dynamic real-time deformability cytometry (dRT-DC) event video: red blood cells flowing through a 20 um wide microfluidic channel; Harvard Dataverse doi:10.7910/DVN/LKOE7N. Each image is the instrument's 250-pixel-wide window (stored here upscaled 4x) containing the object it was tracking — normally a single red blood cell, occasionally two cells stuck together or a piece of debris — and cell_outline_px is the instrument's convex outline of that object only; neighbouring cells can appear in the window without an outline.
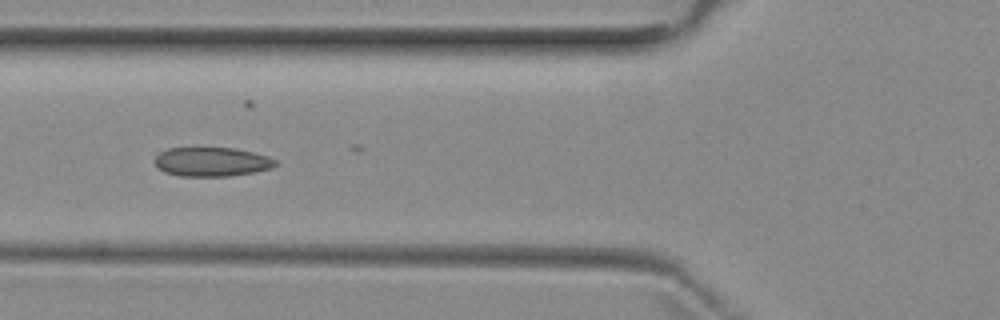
{"species": "common noctule bat (a hibernating species)", "species_latin": "Nyctalus noctula", "temperature_condition": "room temperature", "stored_images_in_passage": 8, "camera_frame_rate_fps": 3000, "um_per_image_px": 0.085, "animal": {"sex": "female", "body_mass_g": 29.2, "forearm_length_mm": 56.3}, "frame": {"image": 1, "passage_image": 5, "time_ms": 5.333, "image_size_px": [1000, 320], "cell_outline_px": [[280, 164], [272, 168], [232, 176], [180, 176], [164, 172], [156, 164], [156, 156], [160, 152], [168, 148], [236, 148], [268, 156], [276, 160]], "centroid_in_image_um": [18.04, 13.75], "position_along_channel_um": 107.8, "area_um2": 20.46}}
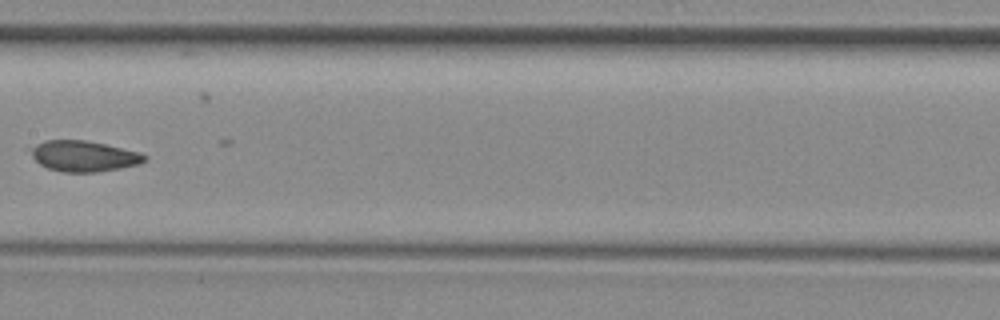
{"frame": {"image": 2, "passage_image": 7, "time_ms": 7.667, "image_size_px": [1000, 320], "cell_outline_px": [[148, 156], [140, 164], [120, 168], [96, 172], [64, 172], [48, 168], [40, 164], [32, 156], [32, 148], [36, 144], [44, 140], [84, 140], [104, 144], [140, 152]], "centroid_in_image_um": [7.14, 13.27], "position_along_channel_um": 200.3, "area_um2": 20.17}}
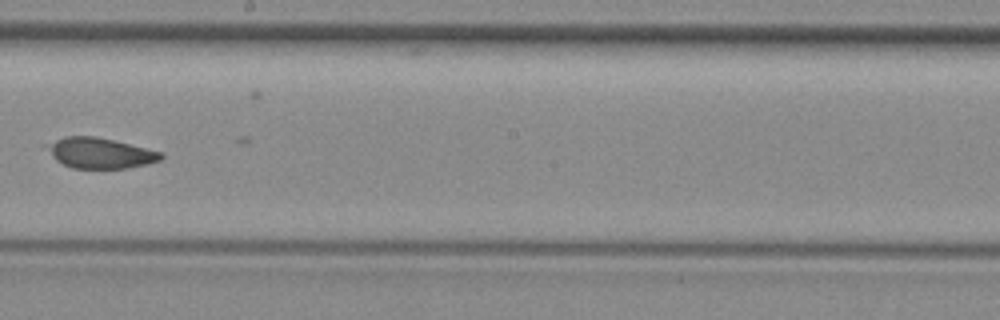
{"frame": {"image": 3, "passage_image": 8, "time_ms": 8.667, "image_size_px": [1000, 320], "cell_outline_px": [[164, 156], [160, 160], [148, 164], [128, 168], [72, 168], [56, 160], [52, 156], [44, 144], [64, 136], [96, 136], [160, 152]], "centroid_in_image_um": [8.46, 13.01], "position_along_channel_um": 239.7, "area_um2": 20.06}}